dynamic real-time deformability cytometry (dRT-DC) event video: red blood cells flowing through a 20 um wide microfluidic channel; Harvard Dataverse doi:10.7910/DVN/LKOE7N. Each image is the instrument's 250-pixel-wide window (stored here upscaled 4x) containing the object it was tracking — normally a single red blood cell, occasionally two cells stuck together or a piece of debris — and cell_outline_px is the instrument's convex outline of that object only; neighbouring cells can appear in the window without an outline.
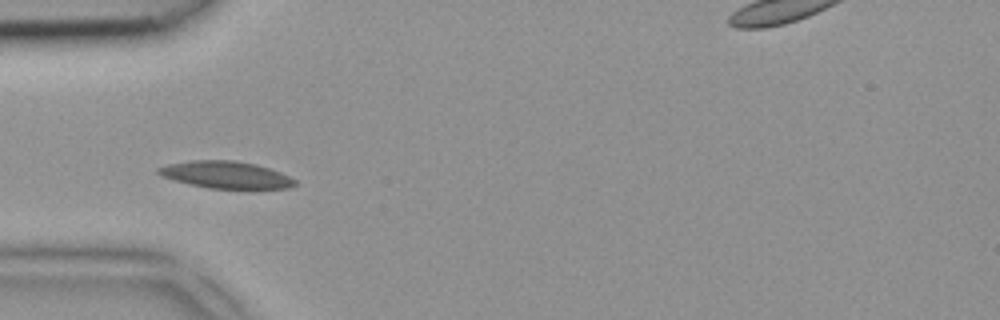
{"species": "common noctule bat (a hibernating species)", "species_latin": "Nyctalus noctula", "temperature_condition": "room temperature", "stored_images_in_passage": 4, "camera_frame_rate_fps": 3000, "um_per_image_px": 0.085, "animal": {"sex": "female", "body_mass_g": 18.4}, "frame": {"image": 1, "passage_image": 4, "time_ms": 1.0, "image_size_px": [1000, 320], "cell_outline_px": [[300, 184], [288, 188], [208, 188], [172, 180], [160, 176], [156, 172], [156, 168], [168, 164], [192, 160], [236, 160], [256, 164], [280, 172], [296, 180]], "centroid_in_image_um": [19.18, 14.85], "position_along_channel_um": 65.8, "area_um2": 21.62}}